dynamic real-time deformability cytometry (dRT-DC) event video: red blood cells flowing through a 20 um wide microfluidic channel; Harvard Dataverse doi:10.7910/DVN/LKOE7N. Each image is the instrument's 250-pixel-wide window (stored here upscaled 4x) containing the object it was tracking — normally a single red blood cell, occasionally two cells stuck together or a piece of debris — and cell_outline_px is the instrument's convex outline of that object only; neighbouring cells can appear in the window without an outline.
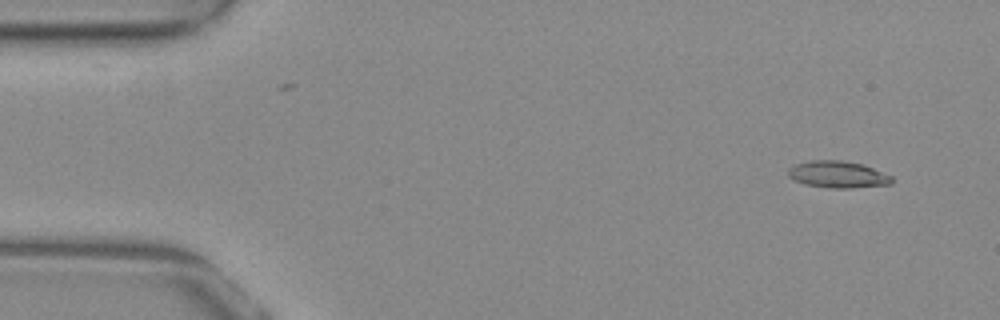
{"species": "common noctule bat (a hibernating species)", "species_latin": "Nyctalus noctula", "temperature_condition": "warm", "stored_images_in_passage": 38, "camera_frame_rate_fps": 3000, "um_per_image_px": 0.085, "animal": {"sex": "female", "body_mass_g": 29.2, "forearm_length_mm": 56.3}, "frame": {"image": 1, "passage_image": 3, "time_ms": 0.667, "image_size_px": [1000, 320], "cell_outline_px": [[892, 184], [852, 188], [832, 188], [804, 184], [788, 176], [788, 168], [796, 164], [808, 160], [840, 160], [864, 164], [892, 176]], "centroid_in_image_um": [71.22, 14.82], "position_along_channel_um": 13.8, "area_um2": 16.24}}
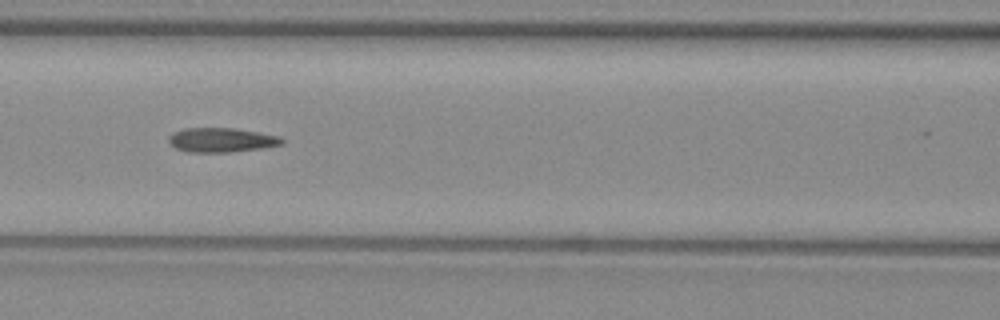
{"frame": {"image": 2, "passage_image": 22, "time_ms": 7.0, "image_size_px": [1000, 320], "cell_outline_px": [[284, 144], [264, 148], [232, 152], [188, 152], [176, 148], [168, 140], [168, 136], [172, 132], [184, 128], [232, 128], [280, 136], [284, 140]], "centroid_in_image_um": [18.83, 11.9], "position_along_channel_um": 147.8, "area_um2": 16.13}}
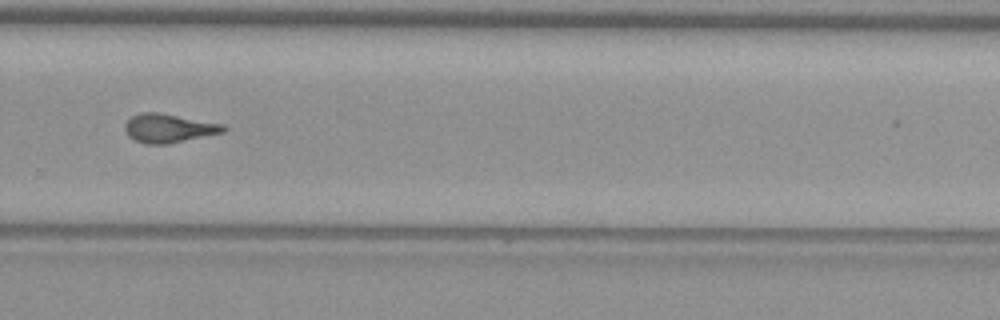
{"frame": {"image": 3, "passage_image": 35, "time_ms": 11.333, "image_size_px": [1000, 320], "cell_outline_px": [[228, 128], [224, 132], [168, 144], [144, 144], [128, 136], [124, 128], [124, 124], [132, 116], [140, 112], [156, 112], [224, 124]], "centroid_in_image_um": [14.33, 10.9], "position_along_channel_um": 315.5, "area_um2": 16.47}}